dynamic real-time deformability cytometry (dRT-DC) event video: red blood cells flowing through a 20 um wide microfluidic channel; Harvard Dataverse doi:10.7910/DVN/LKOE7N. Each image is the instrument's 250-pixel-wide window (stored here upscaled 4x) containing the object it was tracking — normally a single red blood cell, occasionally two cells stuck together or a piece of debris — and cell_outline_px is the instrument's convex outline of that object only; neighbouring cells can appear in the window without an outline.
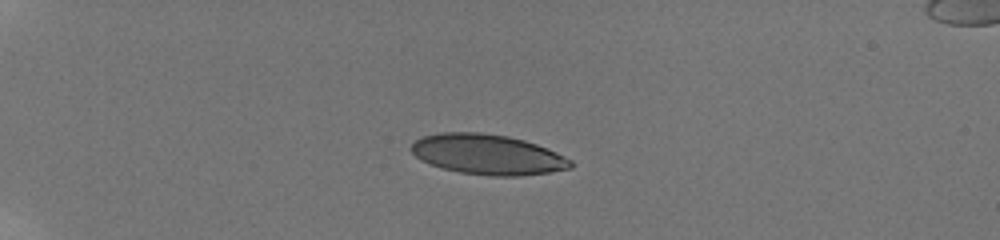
{"species": "human", "species_latin": "Homo sapiens", "temperature_condition": "room temperature", "stored_images_in_passage": 41, "camera_frame_rate_fps": 3000, "um_per_image_px": 0.085, "donor": {"sex": "male"}, "frame": {"image": 1, "passage_image": 1, "time_ms": 0.0, "image_size_px": [1000, 240], "cell_outline_px": [[572, 168], [548, 172], [520, 176], [492, 176], [460, 172], [440, 168], [420, 160], [412, 152], [412, 144], [416, 140], [424, 136], [440, 132], [480, 132], [508, 136], [524, 140], [548, 148], [572, 160]], "centroid_in_image_um": [41.45, 13.13], "position_along_channel_um": 43.5, "area_um2": 37.34}}
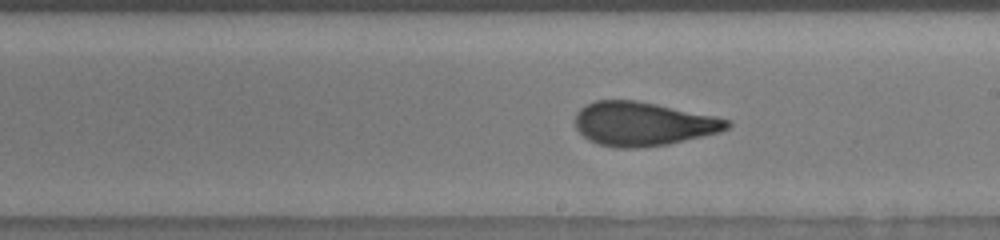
{"frame": {"image": 2, "passage_image": 21, "time_ms": 6.667, "image_size_px": [1000, 240], "cell_outline_px": [[732, 124], [728, 128], [720, 132], [668, 144], [636, 148], [616, 148], [600, 144], [588, 140], [576, 128], [576, 112], [580, 108], [596, 100], [636, 100], [716, 116], [732, 120]], "centroid_in_image_um": [54.68, 10.52], "position_along_channel_um": 234.3, "area_um2": 38.78}}
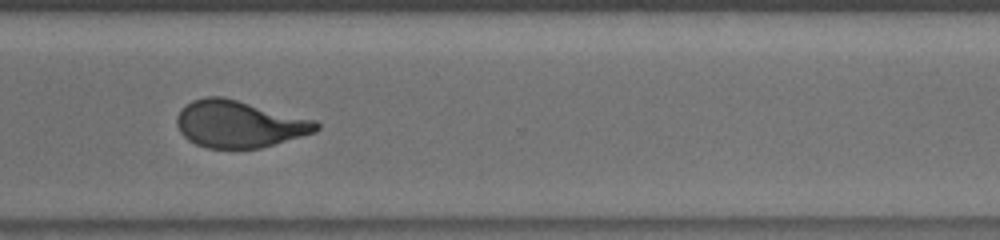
{"frame": {"image": 3, "passage_image": 30, "time_ms": 9.667, "image_size_px": [1000, 240], "cell_outline_px": [[320, 128], [316, 132], [260, 148], [208, 148], [196, 144], [188, 140], [180, 132], [176, 124], [176, 116], [180, 108], [192, 100], [204, 96], [224, 96], [316, 120], [320, 124]], "centroid_in_image_um": [20.31, 10.52], "position_along_channel_um": 350.3, "area_um2": 38.49}, "authors_computed_cell_mechanics": {"area_um2": 38.3792, "velocity_mm_per_s": 3.8697, "shape_relaxation_time_tau1_ms": 5.0683, "shape_relaxation_time_tau2_ms": 0.978, "deformation_change_tau1": 0.203, "deformation_change_tau2": 0.0833}}